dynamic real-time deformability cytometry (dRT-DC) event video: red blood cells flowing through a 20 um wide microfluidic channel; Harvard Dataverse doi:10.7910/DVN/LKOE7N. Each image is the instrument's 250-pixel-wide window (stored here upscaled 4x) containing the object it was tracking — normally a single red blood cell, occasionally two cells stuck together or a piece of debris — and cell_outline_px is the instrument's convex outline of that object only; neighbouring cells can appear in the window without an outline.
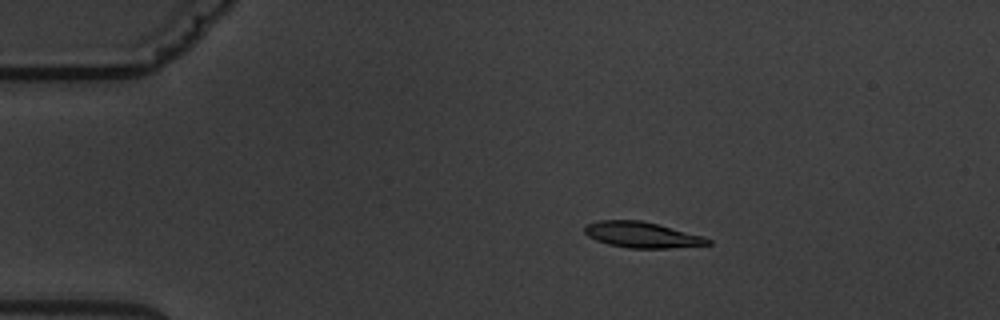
{"species": "common noctule bat (a hibernating species)", "species_latin": "Nyctalus noctula", "temperature_condition": "warm", "stored_images_in_passage": 5, "camera_frame_rate_fps": 3000, "um_per_image_px": 0.085, "animal": {"sex": "male", "body_mass_g": 19.5, "forearm_length_mm": 54.6}, "frame": {"image": 1, "passage_image": 2, "time_ms": 1.333, "image_size_px": [1000, 320], "cell_outline_px": [[712, 244], [668, 248], [628, 248], [608, 244], [596, 240], [588, 236], [584, 232], [584, 224], [600, 220], [640, 220], [704, 236], [712, 240]], "centroid_in_image_um": [54.54, 19.96], "position_along_channel_um": 30.5, "area_um2": 18.5}}
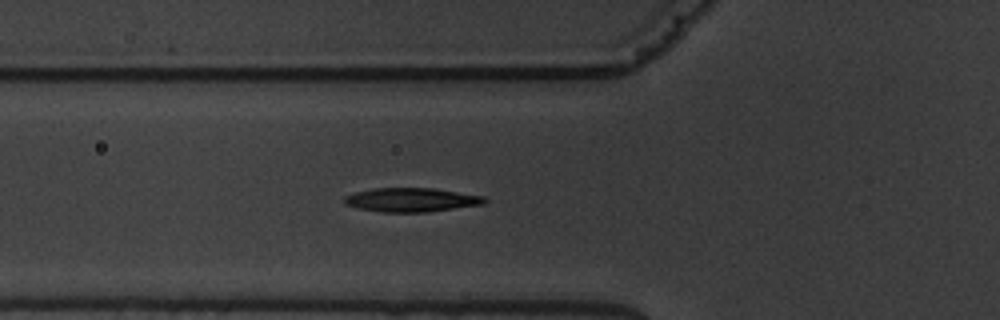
{"frame": {"image": 2, "passage_image": 5, "time_ms": 4.667, "image_size_px": [1000, 320], "cell_outline_px": [[488, 200], [484, 204], [428, 212], [384, 212], [356, 208], [344, 204], [344, 196], [356, 192], [372, 188], [432, 188], [484, 196]], "centroid_in_image_um": [34.95, 16.99], "position_along_channel_um": 90.8, "area_um2": 19.59}}